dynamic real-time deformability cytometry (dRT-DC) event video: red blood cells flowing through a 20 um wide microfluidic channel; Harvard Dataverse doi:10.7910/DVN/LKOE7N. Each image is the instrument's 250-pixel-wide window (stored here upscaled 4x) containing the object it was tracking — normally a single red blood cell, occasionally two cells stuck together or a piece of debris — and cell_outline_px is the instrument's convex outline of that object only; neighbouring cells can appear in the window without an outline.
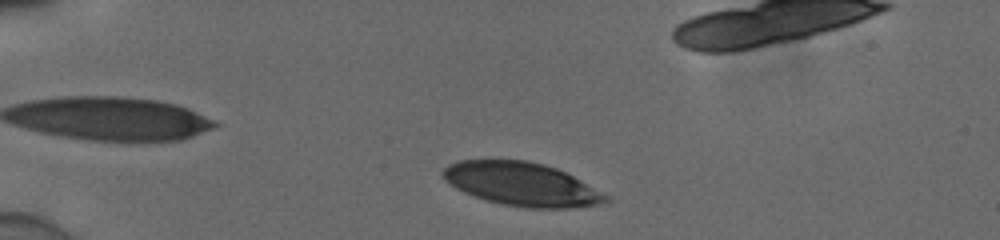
{"species": "human", "species_latin": "Homo sapiens", "temperature_condition": "cold", "stored_images_in_passage": 38, "camera_frame_rate_fps": 3000, "um_per_image_px": 0.085, "donor": {"sex": "male"}, "frame": {"image": 1, "passage_image": 3, "time_ms": 0.667, "image_size_px": [1000, 240], "cell_outline_px": [[608, 200], [600, 204], [568, 208], [524, 208], [500, 204], [464, 192], [456, 188], [444, 180], [440, 172], [448, 164], [460, 160], [528, 160], [544, 164], [556, 168], [572, 176], [608, 196]], "centroid_in_image_um": [44.28, 15.65], "position_along_channel_um": 40.7, "area_um2": 40.92}}
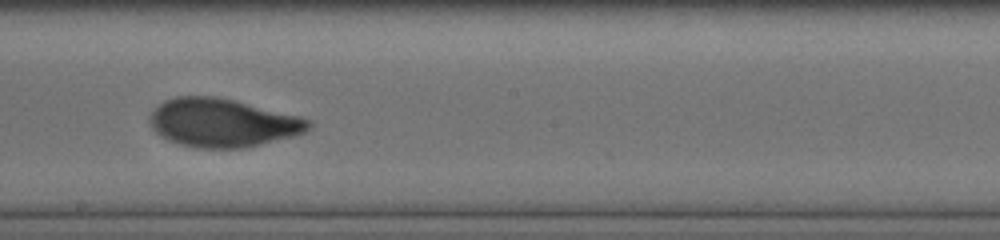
{"frame": {"image": 2, "passage_image": 22, "time_ms": 7.0, "image_size_px": [1000, 240], "cell_outline_px": [[312, 124], [304, 132], [292, 136], [244, 148], [196, 148], [180, 144], [168, 140], [156, 132], [152, 128], [148, 120], [148, 116], [164, 100], [176, 96], [216, 96], [300, 116], [308, 120]], "centroid_in_image_um": [18.87, 10.43], "position_along_channel_um": 229.3, "area_um2": 44.51}}
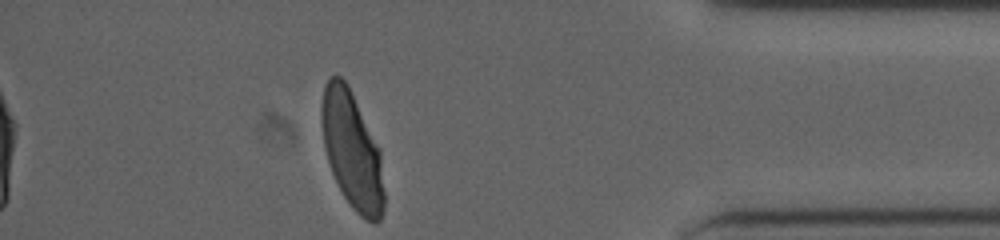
{"frame": {"image": 3, "passage_image": 38, "time_ms": 12.333, "image_size_px": [1000, 240], "cell_outline_px": [[384, 208], [380, 220], [376, 224], [372, 224], [360, 216], [352, 208], [344, 196], [332, 172], [324, 148], [320, 116], [320, 108], [324, 84], [332, 76], [340, 76], [348, 84], [380, 148], [384, 192]], "centroid_in_image_um": [29.92, 12.77], "position_along_channel_um": 405.3, "area_um2": 42.95}, "authors_computed_cell_mechanics": {"area_um2": 43.2633, "velocity_mm_per_s": 3.8643, "shape_relaxation_time_tau1_ms": 3.6966, "shape_relaxation_time_tau2_ms": 0.7939, "deformation_change_tau1": 0.1665, "deformation_change_tau2": 0.0523}}